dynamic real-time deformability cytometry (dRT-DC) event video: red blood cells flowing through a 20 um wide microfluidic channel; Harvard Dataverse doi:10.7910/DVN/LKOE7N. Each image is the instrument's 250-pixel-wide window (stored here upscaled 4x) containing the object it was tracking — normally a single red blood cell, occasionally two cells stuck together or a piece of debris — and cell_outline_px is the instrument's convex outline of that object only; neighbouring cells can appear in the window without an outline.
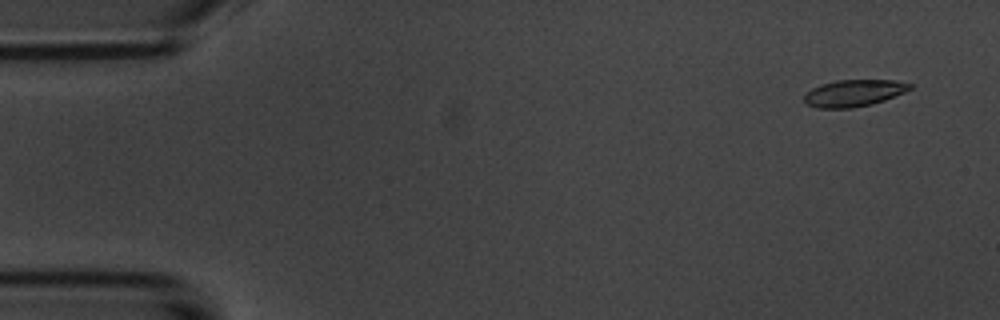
{"species": "common noctule bat (a hibernating species)", "species_latin": "Nyctalus noctula", "temperature_condition": "room temperature", "stored_images_in_passage": 10, "camera_frame_rate_fps": 3000, "um_per_image_px": 0.085, "animal": {"sex": "male", "body_mass_g": 20.1, "forearm_length_mm": 53.5}, "frame": {"image": 1, "passage_image": 2, "time_ms": 1.0, "image_size_px": [1000, 320], "cell_outline_px": [[912, 88], [904, 92], [884, 100], [872, 104], [852, 108], [816, 108], [804, 104], [804, 96], [812, 88], [820, 84], [836, 80], [892, 80], [912, 84]], "centroid_in_image_um": [72.53, 7.92], "position_along_channel_um": 12.5, "area_um2": 16.53}}
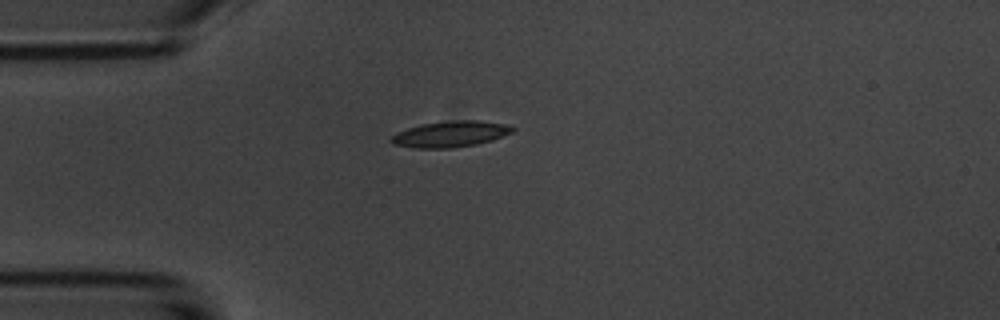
{"frame": {"image": 2, "passage_image": 5, "time_ms": 4.667, "image_size_px": [1000, 320], "cell_outline_px": [[516, 128], [512, 132], [492, 140], [476, 144], [452, 148], [412, 148], [392, 144], [388, 140], [396, 132], [408, 128], [424, 124], [456, 120], [480, 120], [508, 124]], "centroid_in_image_um": [38.28, 11.4], "position_along_channel_um": 46.7, "area_um2": 18.44}}
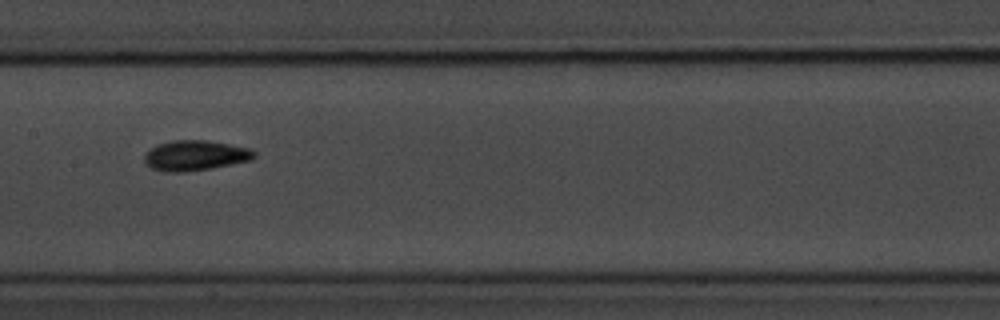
{"frame": {"image": 3, "passage_image": 9, "time_ms": 9.0, "image_size_px": [1000, 320], "cell_outline_px": [[256, 156], [248, 160], [212, 168], [184, 172], [164, 172], [152, 168], [144, 164], [144, 156], [156, 144], [172, 140], [208, 140], [248, 148], [256, 152]], "centroid_in_image_um": [16.54, 13.21], "position_along_channel_um": 190.9, "area_um2": 19.25}}